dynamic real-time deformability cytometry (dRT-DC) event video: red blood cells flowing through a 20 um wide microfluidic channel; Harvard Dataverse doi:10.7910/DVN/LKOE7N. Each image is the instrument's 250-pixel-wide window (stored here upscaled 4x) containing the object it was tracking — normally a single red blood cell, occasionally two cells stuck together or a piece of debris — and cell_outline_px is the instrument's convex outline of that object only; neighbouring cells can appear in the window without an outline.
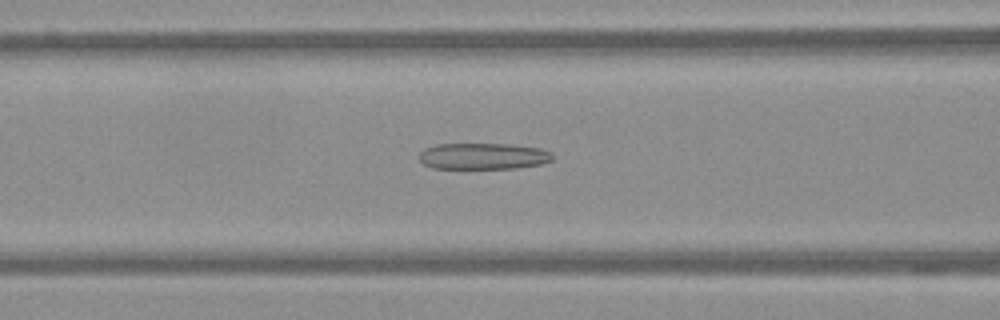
{"species": "Egyptian fruit bat (a non-hibernating species)", "species_latin": "Rousettus aegyptiacus", "temperature_condition": "warm", "stored_images_in_passage": 56, "camera_frame_rate_fps": 3000, "um_per_image_px": 0.085, "frame": {"image": 1, "passage_image": 23, "time_ms": 7.333, "image_size_px": [1000, 320], "cell_outline_px": [[552, 160], [540, 164], [516, 168], [432, 168], [424, 164], [420, 160], [420, 152], [424, 148], [436, 144], [508, 144], [540, 148], [552, 152]], "centroid_in_image_um": [41.06, 13.27], "position_along_channel_um": 125.5, "area_um2": 20.4}}
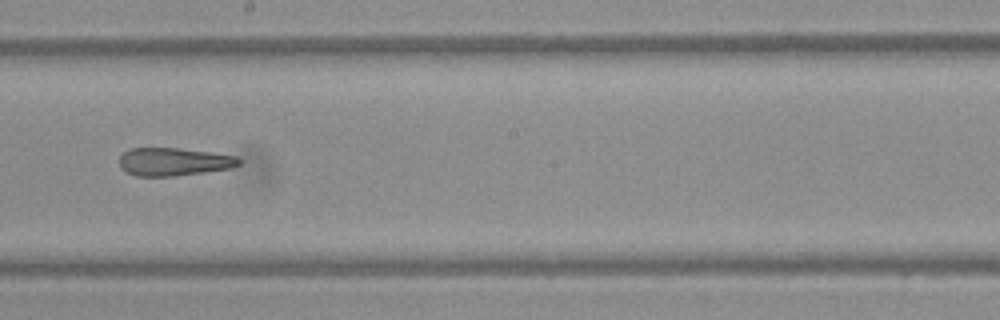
{"frame": {"image": 2, "passage_image": 32, "time_ms": 10.333, "image_size_px": [1000, 320], "cell_outline_px": [[240, 164], [232, 168], [204, 172], [172, 176], [136, 176], [120, 168], [120, 156], [128, 148], [176, 148], [212, 152], [236, 156], [240, 160]], "centroid_in_image_um": [14.77, 13.74], "position_along_channel_um": 233.4, "area_um2": 19.48}}
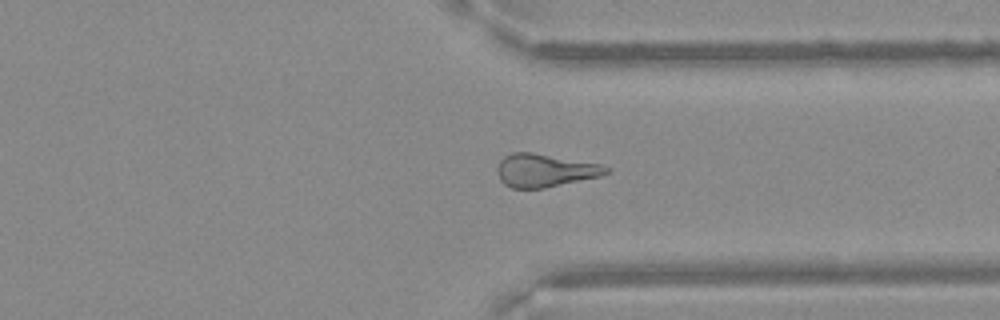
{"frame": {"image": 3, "passage_image": 43, "time_ms": 14.0, "image_size_px": [1000, 320], "cell_outline_px": [[612, 172], [600, 176], [544, 188], [512, 188], [504, 184], [500, 180], [496, 172], [496, 168], [500, 160], [504, 156], [512, 152], [532, 152], [600, 164], [612, 168]], "centroid_in_image_um": [46.31, 14.48], "position_along_channel_um": 365.1, "area_um2": 21.1}}